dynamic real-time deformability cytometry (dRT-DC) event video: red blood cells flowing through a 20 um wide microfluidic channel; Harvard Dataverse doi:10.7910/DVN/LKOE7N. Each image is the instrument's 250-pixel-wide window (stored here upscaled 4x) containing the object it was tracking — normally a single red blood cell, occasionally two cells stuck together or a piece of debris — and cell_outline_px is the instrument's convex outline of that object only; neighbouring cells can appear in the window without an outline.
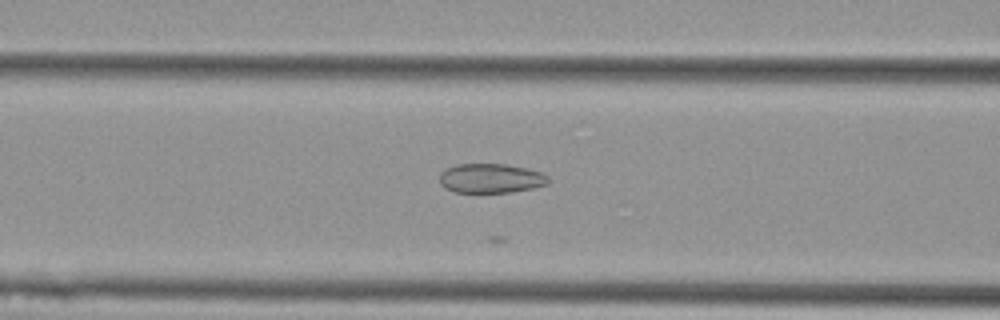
{"species": "Egyptian fruit bat (a non-hibernating species)", "species_latin": "Rousettus aegyptiacus", "temperature_condition": "cold", "stored_images_in_passage": 11, "camera_frame_rate_fps": 3000, "um_per_image_px": 0.085, "animal": {"sex": "female"}, "frame": {"image": 1, "passage_image": 5, "time_ms": 1.333, "image_size_px": [1000, 320], "cell_outline_px": [[548, 184], [532, 188], [508, 192], [456, 192], [444, 188], [440, 184], [440, 172], [456, 164], [504, 164], [524, 168], [540, 172], [548, 176]], "centroid_in_image_um": [41.68, 15.16], "position_along_channel_um": 124.9, "area_um2": 18.44}}
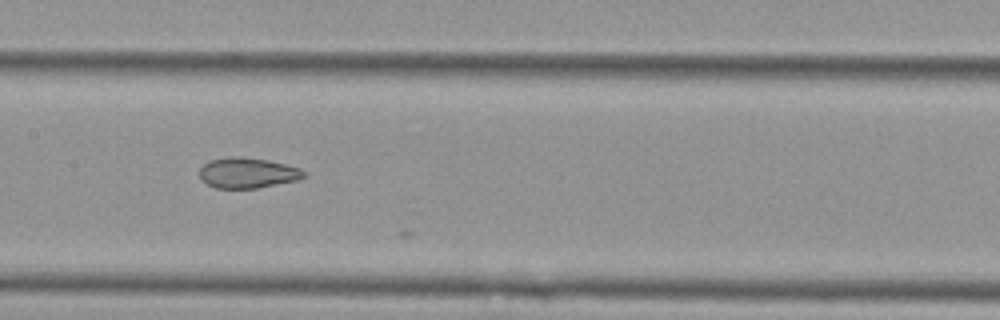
{"frame": {"image": 2, "passage_image": 10, "time_ms": 3.0, "image_size_px": [1000, 320], "cell_outline_px": [[304, 176], [300, 180], [256, 188], [216, 188], [200, 180], [200, 168], [204, 164], [212, 160], [232, 156], [240, 156], [268, 160], [300, 168], [304, 172]], "centroid_in_image_um": [21.04, 14.7], "position_along_channel_um": 186.4, "area_um2": 18.44}}